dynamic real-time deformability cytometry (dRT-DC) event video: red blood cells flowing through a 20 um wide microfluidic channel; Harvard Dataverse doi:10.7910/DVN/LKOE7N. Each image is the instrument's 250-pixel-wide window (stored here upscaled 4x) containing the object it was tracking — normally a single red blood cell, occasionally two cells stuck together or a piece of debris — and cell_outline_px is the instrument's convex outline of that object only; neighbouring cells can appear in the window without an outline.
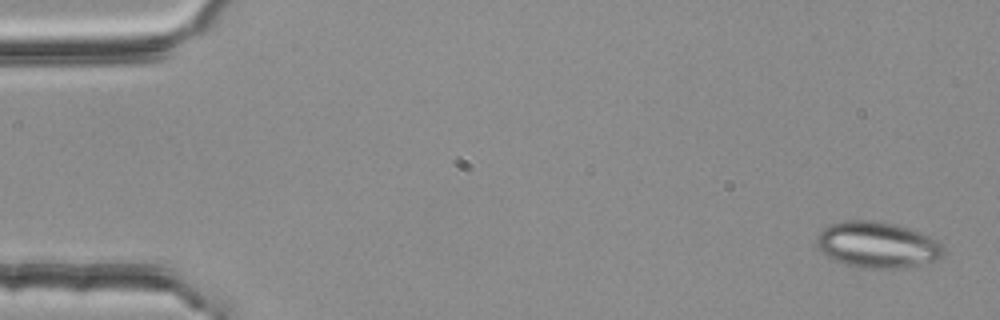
{"species": "common noctule bat (a hibernating species)", "species_latin": "Nyctalus noctula", "temperature_condition": "room temperature", "stored_images_in_passage": 4, "camera_frame_rate_fps": 3000, "um_per_image_px": 0.085, "animal": {"sex": "female", "body_mass_g": 25.1}, "frame": {"image": 1, "passage_image": 1, "time_ms": 0.0, "image_size_px": [1000, 320], "cell_outline_px": [[944, 256], [936, 260], [900, 268], [868, 268], [848, 264], [836, 260], [820, 252], [816, 244], [816, 236], [828, 224], [844, 220], [872, 220], [892, 224], [908, 228], [920, 232], [936, 240], [944, 248]], "centroid_in_image_um": [74.55, 20.79], "position_along_channel_um": 10.5, "area_um2": 33.81}}